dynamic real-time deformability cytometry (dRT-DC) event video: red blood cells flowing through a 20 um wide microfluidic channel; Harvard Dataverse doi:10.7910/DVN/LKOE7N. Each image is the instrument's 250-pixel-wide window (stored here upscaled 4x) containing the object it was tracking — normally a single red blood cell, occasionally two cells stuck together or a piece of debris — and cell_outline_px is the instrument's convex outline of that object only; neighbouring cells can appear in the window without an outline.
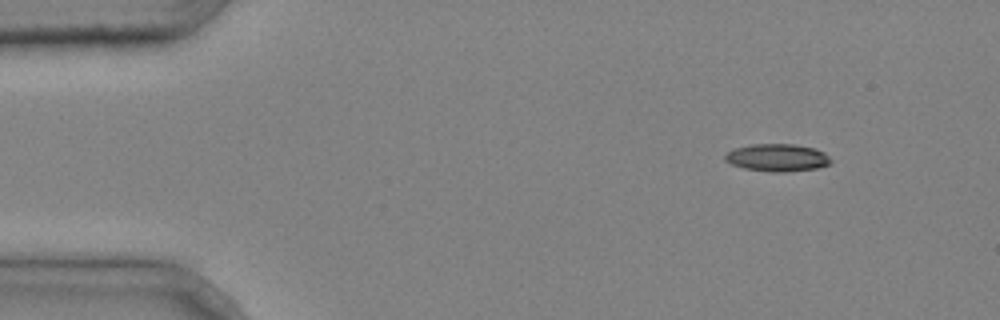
{"species": "common noctule bat (a hibernating species)", "species_latin": "Nyctalus noctula", "temperature_condition": "cold", "stored_images_in_passage": 4, "camera_frame_rate_fps": 3000, "um_per_image_px": 0.085, "animal": {"sex": "male", "body_mass_g": 20.4}, "frame": {"image": 1, "passage_image": 1, "time_ms": 0.0, "image_size_px": [1000, 320], "cell_outline_px": [[832, 164], [816, 168], [784, 172], [772, 172], [744, 168], [732, 164], [724, 160], [724, 156], [732, 148], [752, 144], [792, 144], [816, 148], [824, 152], [832, 160]], "centroid_in_image_um": [66.08, 13.39], "position_along_channel_um": 18.9, "area_um2": 17.05}}
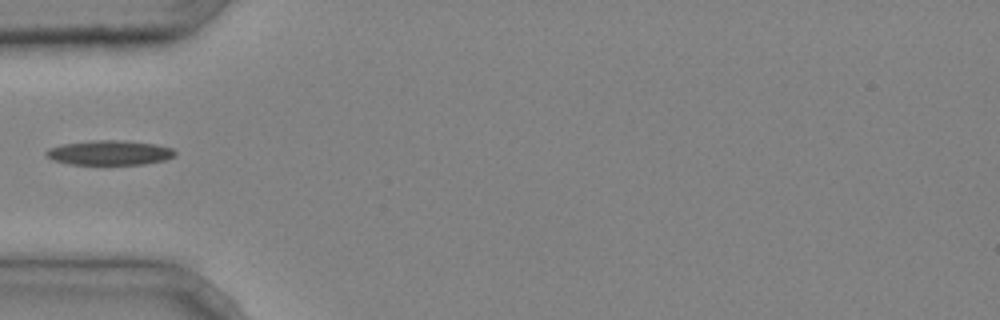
{"frame": {"image": 2, "passage_image": 4, "time_ms": 1.0, "image_size_px": [1000, 320], "cell_outline_px": [[176, 156], [164, 160], [144, 164], [68, 164], [52, 160], [44, 156], [44, 152], [48, 148], [60, 144], [92, 140], [124, 140], [156, 144], [172, 148], [176, 152]], "centroid_in_image_um": [9.27, 12.97], "position_along_channel_um": 75.7, "area_um2": 18.79}}